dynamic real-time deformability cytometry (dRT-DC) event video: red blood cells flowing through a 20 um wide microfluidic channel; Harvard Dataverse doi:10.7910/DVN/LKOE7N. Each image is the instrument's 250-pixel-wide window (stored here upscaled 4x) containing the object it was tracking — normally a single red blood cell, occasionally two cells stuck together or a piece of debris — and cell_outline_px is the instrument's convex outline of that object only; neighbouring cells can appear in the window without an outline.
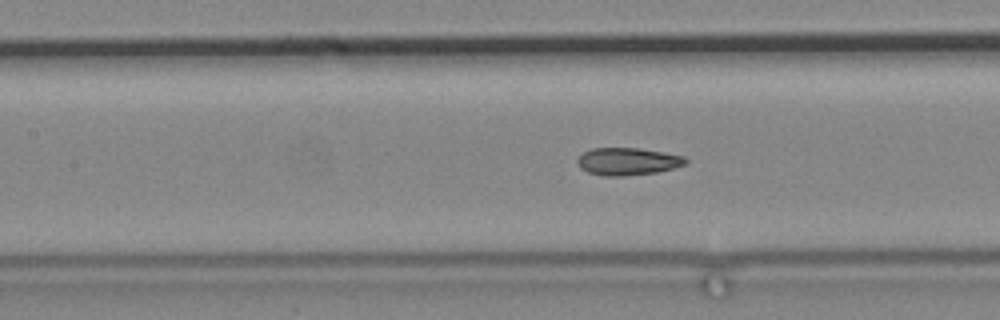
{"species": "common noctule bat (a hibernating species)", "species_latin": "Nyctalus noctula", "temperature_condition": "cold", "stored_images_in_passage": 78, "camera_frame_rate_fps": 3000, "um_per_image_px": 0.085, "animal": {"sex": "male", "body_mass_g": 19.2, "forearm_length_mm": 51.8}, "frame": {"image": 1, "passage_image": 43, "time_ms": 14.0, "image_size_px": [1000, 320], "cell_outline_px": [[688, 164], [656, 172], [624, 176], [604, 176], [588, 172], [580, 168], [576, 160], [584, 152], [592, 148], [636, 148], [684, 156], [688, 160]], "centroid_in_image_um": [53.34, 13.73], "position_along_channel_um": 154.1, "area_um2": 17.17}}
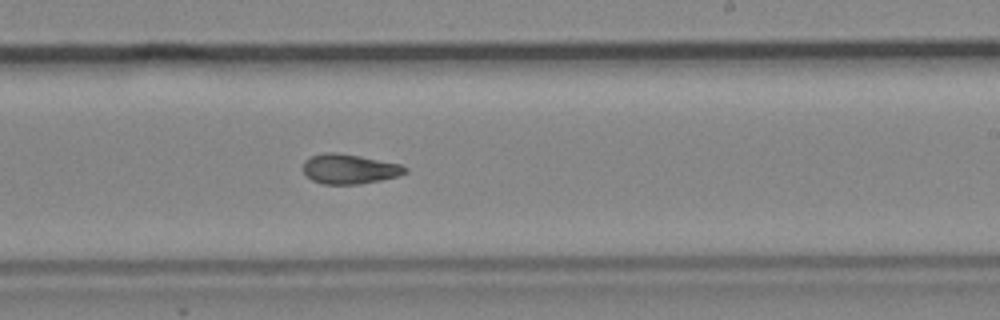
{"frame": {"image": 2, "passage_image": 53, "time_ms": 17.333, "image_size_px": [1000, 320], "cell_outline_px": [[408, 172], [400, 176], [360, 184], [324, 184], [312, 180], [304, 172], [304, 160], [312, 156], [324, 152], [336, 152], [360, 156], [400, 164], [408, 168]], "centroid_in_image_um": [29.73, 14.36], "position_along_channel_um": 259.3, "area_um2": 17.69}}
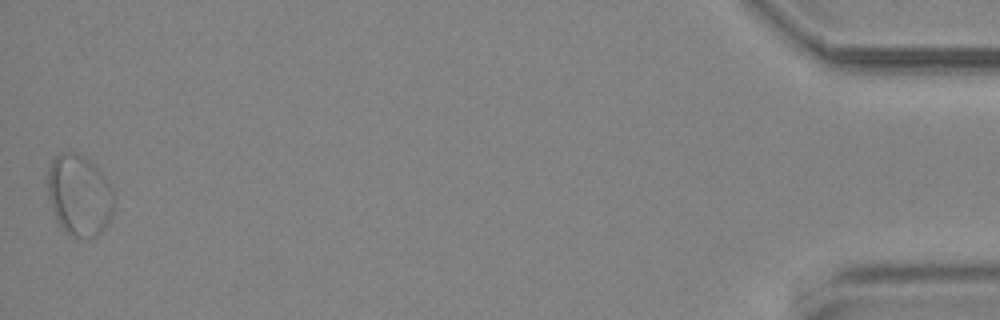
{"frame": {"image": 3, "passage_image": 78, "time_ms": 25.667, "image_size_px": [1000, 320], "cell_outline_px": [[112, 212], [108, 220], [100, 232], [96, 236], [72, 236], [64, 232], [56, 220], [48, 196], [48, 168], [52, 160], [60, 152], [76, 152], [84, 156], [104, 176], [112, 188]], "centroid_in_image_um": [6.69, 16.57], "position_along_channel_um": 428.5, "area_um2": 30.87}}